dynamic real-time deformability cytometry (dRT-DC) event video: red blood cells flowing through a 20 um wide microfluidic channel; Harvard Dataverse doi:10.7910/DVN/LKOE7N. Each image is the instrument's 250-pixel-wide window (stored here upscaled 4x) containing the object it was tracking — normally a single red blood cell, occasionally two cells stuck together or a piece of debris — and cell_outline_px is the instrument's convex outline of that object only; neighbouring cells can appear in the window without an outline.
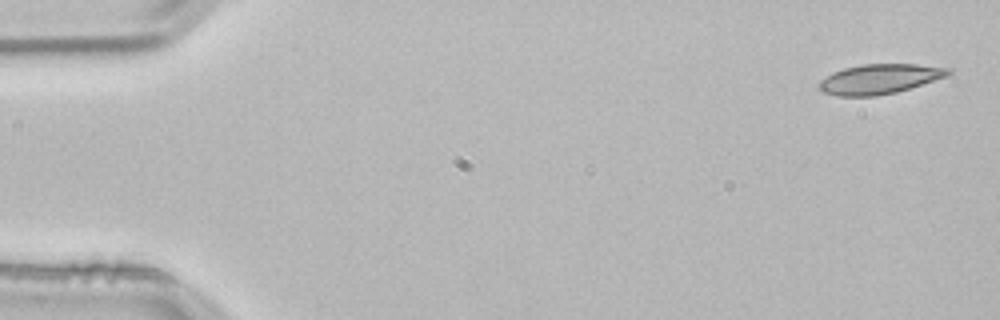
{"species": "common noctule bat (a hibernating species)", "species_latin": "Nyctalus noctula", "temperature_condition": "room temperature", "stored_images_in_passage": 52, "camera_frame_rate_fps": 3000, "um_per_image_px": 0.085, "animal": {"sex": "male", "body_mass_g": 21.5, "forearm_length_mm": 52.0}, "frame": {"image": 1, "passage_image": 1, "time_ms": 0.0, "image_size_px": [1000, 320], "cell_outline_px": [[952, 72], [948, 76], [896, 92], [876, 96], [836, 96], [820, 92], [820, 80], [832, 72], [844, 68], [864, 64], [916, 64], [952, 68]], "centroid_in_image_um": [74.76, 6.71], "position_along_channel_um": 10.2, "area_um2": 22.48}}
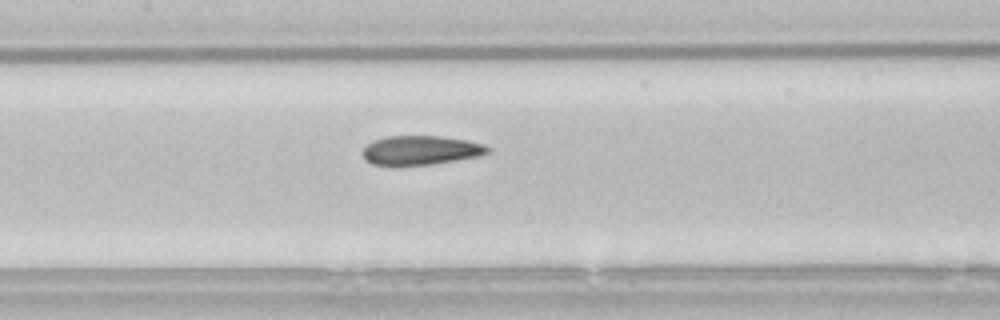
{"frame": {"image": 2, "passage_image": 24, "time_ms": 7.667, "image_size_px": [1000, 320], "cell_outline_px": [[492, 152], [480, 156], [432, 164], [372, 164], [364, 160], [360, 152], [372, 140], [384, 136], [440, 136], [468, 140], [484, 144], [492, 148]], "centroid_in_image_um": [35.79, 12.75], "position_along_channel_um": 171.6, "area_um2": 21.39}}
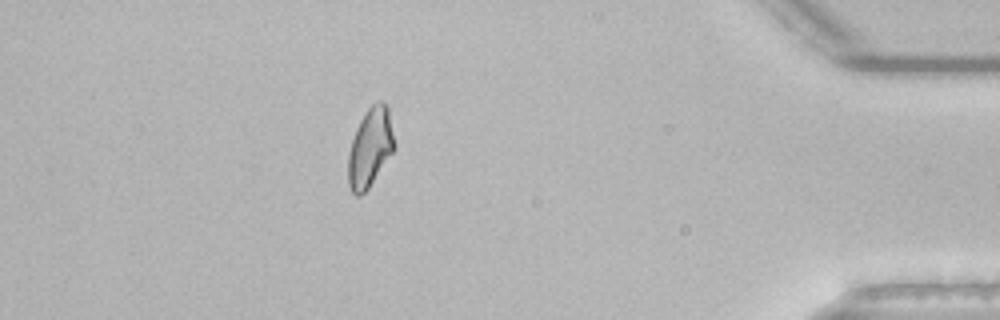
{"frame": {"image": 3, "passage_image": 46, "time_ms": 15.0, "image_size_px": [1000, 320], "cell_outline_px": [[396, 148], [368, 188], [360, 196], [356, 196], [352, 192], [348, 184], [348, 152], [356, 128], [360, 120], [368, 108], [376, 100], [384, 100], [388, 108], [396, 144]], "centroid_in_image_um": [31.47, 12.52], "position_along_channel_um": 403.7, "area_um2": 21.44}, "authors_computed_cell_mechanics": {"area_um2": 21.7039, "velocity_mm_per_s": 3.8158, "shape_relaxation_time_tau1_ms": null, "shape_relaxation_time_tau2_ms": 2.3328, "deformation_change_tau1": null, "deformation_change_tau2": 0.0798}}